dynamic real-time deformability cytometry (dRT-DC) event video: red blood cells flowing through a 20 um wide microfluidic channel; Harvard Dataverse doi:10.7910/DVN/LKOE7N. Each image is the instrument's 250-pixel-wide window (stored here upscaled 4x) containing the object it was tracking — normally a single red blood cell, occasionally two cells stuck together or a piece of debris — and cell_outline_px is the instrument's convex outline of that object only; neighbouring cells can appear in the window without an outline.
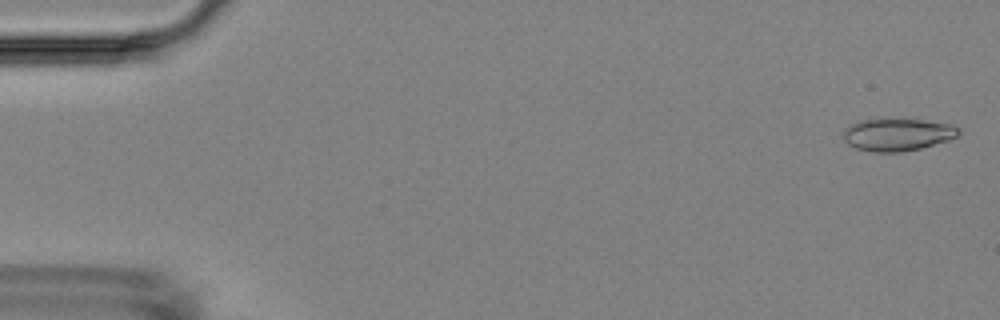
{"species": "Egyptian fruit bat (a non-hibernating species)", "species_latin": "Rousettus aegyptiacus", "temperature_condition": "room temperature", "stored_images_in_passage": 7, "camera_frame_rate_fps": 3000, "um_per_image_px": 0.085, "animal": {"sex": "female"}, "frame": {"image": 1, "passage_image": 1, "time_ms": 0.0, "image_size_px": [1000, 320], "cell_outline_px": [[960, 132], [956, 136], [948, 140], [920, 148], [900, 152], [872, 152], [856, 148], [848, 144], [844, 140], [844, 128], [852, 124], [864, 120], [924, 120], [952, 124], [960, 128]], "centroid_in_image_um": [76.3, 11.45], "position_along_channel_um": 8.7, "area_um2": 21.44}}
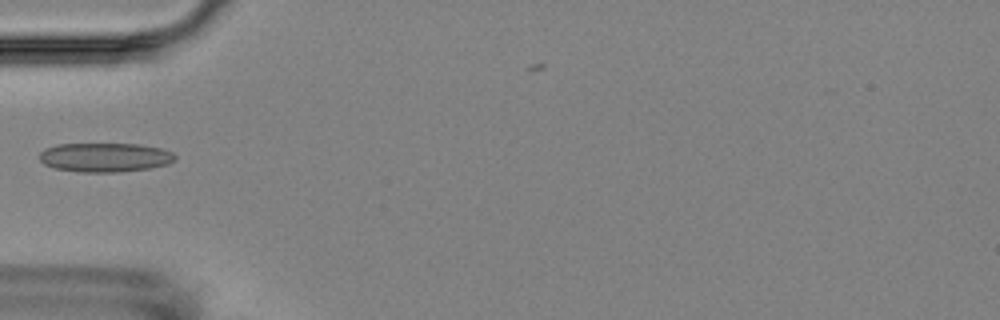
{"frame": {"image": 2, "passage_image": 5, "time_ms": 5.667, "image_size_px": [1000, 320], "cell_outline_px": [[176, 160], [168, 164], [148, 168], [116, 172], [80, 172], [56, 168], [44, 164], [40, 160], [40, 152], [44, 148], [56, 144], [140, 144], [160, 148], [172, 152], [176, 156]], "centroid_in_image_um": [8.92, 13.37], "position_along_channel_um": 76.1, "area_um2": 23.0}}
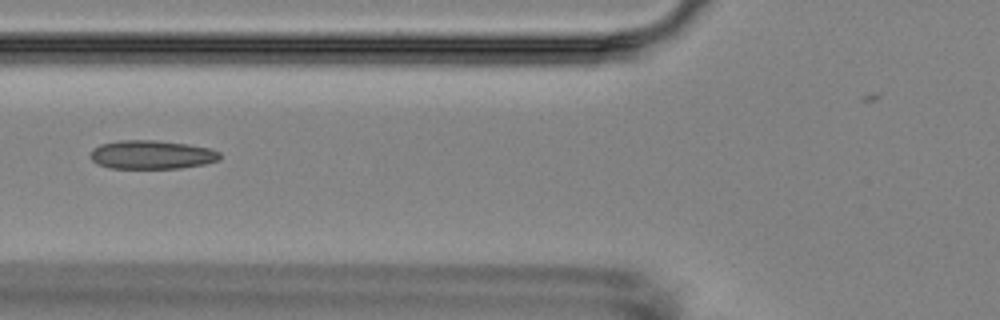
{"frame": {"image": 3, "passage_image": 6, "time_ms": 6.667, "image_size_px": [1000, 320], "cell_outline_px": [[220, 160], [204, 164], [180, 168], [112, 168], [100, 164], [92, 160], [92, 148], [100, 144], [120, 140], [156, 140], [188, 144], [212, 148], [220, 152]], "centroid_in_image_um": [12.95, 13.14], "position_along_channel_um": 112.9, "area_um2": 21.62}}